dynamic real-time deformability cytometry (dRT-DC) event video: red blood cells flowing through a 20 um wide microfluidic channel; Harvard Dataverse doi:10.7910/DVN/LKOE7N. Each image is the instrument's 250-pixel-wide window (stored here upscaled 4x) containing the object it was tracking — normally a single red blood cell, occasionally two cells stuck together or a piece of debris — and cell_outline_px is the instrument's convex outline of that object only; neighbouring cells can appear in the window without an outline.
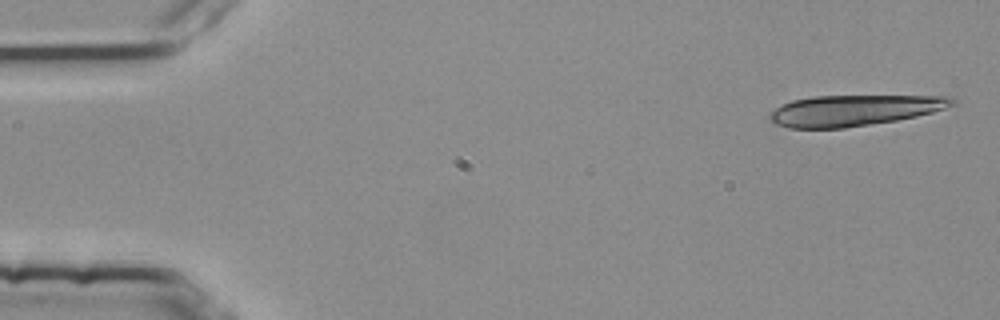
{"species": "common noctule bat (a hibernating species)", "species_latin": "Nyctalus noctula", "temperature_condition": "room temperature", "stored_images_in_passage": 6, "camera_frame_rate_fps": 3000, "um_per_image_px": 0.085, "animal": {"sex": "female", "body_mass_g": 25.1}, "frame": {"image": 1, "passage_image": 1, "time_ms": 0.0, "image_size_px": [1000, 320], "cell_outline_px": [[956, 104], [932, 112], [916, 116], [896, 120], [844, 128], [788, 128], [772, 124], [768, 120], [768, 112], [792, 100], [812, 96], [952, 96], [956, 100]], "centroid_in_image_um": [72.54, 9.38], "position_along_channel_um": 12.5, "area_um2": 32.95}}
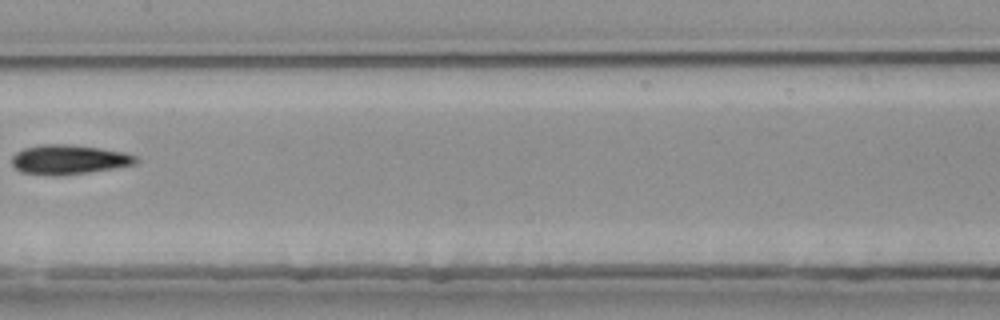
{"frame": {"image": 2, "passage_image": 6, "time_ms": 1.667, "image_size_px": [1000, 320], "cell_outline_px": [[136, 164], [88, 172], [56, 176], [52, 176], [20, 172], [12, 164], [12, 156], [16, 152], [24, 148], [40, 144], [72, 144], [100, 148], [124, 152], [136, 156]], "centroid_in_image_um": [5.81, 13.55], "position_along_channel_um": 201.6, "area_um2": 21.33}}